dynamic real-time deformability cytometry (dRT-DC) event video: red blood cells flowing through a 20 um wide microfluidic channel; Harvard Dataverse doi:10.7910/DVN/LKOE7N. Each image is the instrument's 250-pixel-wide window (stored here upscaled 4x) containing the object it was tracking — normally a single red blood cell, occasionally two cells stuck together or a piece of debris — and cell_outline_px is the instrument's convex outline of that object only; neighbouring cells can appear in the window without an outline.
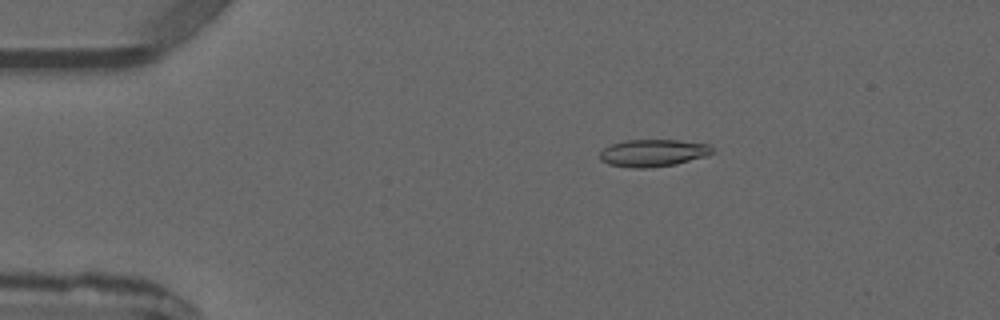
{"species": "common noctule bat (a hibernating species)", "species_latin": "Nyctalus noctula", "temperature_condition": "warm", "stored_images_in_passage": 4, "camera_frame_rate_fps": 3000, "um_per_image_px": 0.085, "animal": {"sex": "male", "forearm_length_mm": 52.5}, "frame": {"image": 1, "passage_image": 3, "time_ms": 2.333, "image_size_px": [1000, 320], "cell_outline_px": [[712, 152], [704, 156], [676, 164], [648, 168], [632, 168], [608, 164], [600, 160], [600, 152], [604, 148], [612, 144], [624, 140], [676, 140], [708, 144], [712, 148]], "centroid_in_image_um": [55.46, 13.0], "position_along_channel_um": 29.5, "area_um2": 17.69}}